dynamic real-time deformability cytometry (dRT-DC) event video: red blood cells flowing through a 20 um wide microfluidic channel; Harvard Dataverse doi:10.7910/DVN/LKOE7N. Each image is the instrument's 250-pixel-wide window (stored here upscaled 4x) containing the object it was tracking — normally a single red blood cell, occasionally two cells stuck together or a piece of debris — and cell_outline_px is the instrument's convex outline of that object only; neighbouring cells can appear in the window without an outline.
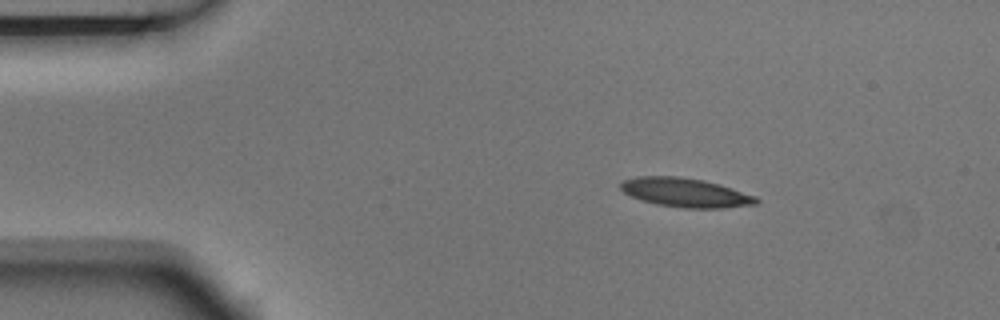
{"species": "Egyptian fruit bat (a non-hibernating species)", "species_latin": "Rousettus aegyptiacus", "temperature_condition": "room temperature", "stored_images_in_passage": 3, "camera_frame_rate_fps": 3000, "um_per_image_px": 0.085, "animal": {"sex": "male"}, "frame": {"image": 1, "passage_image": 1, "time_ms": 0.0, "image_size_px": [1000, 320], "cell_outline_px": [[760, 200], [756, 204], [720, 208], [684, 208], [656, 204], [640, 200], [624, 192], [620, 188], [620, 184], [624, 180], [636, 176], [680, 176], [704, 180], [720, 184], [756, 196]], "centroid_in_image_um": [58.26, 16.36], "position_along_channel_um": 26.7, "area_um2": 23.0}}